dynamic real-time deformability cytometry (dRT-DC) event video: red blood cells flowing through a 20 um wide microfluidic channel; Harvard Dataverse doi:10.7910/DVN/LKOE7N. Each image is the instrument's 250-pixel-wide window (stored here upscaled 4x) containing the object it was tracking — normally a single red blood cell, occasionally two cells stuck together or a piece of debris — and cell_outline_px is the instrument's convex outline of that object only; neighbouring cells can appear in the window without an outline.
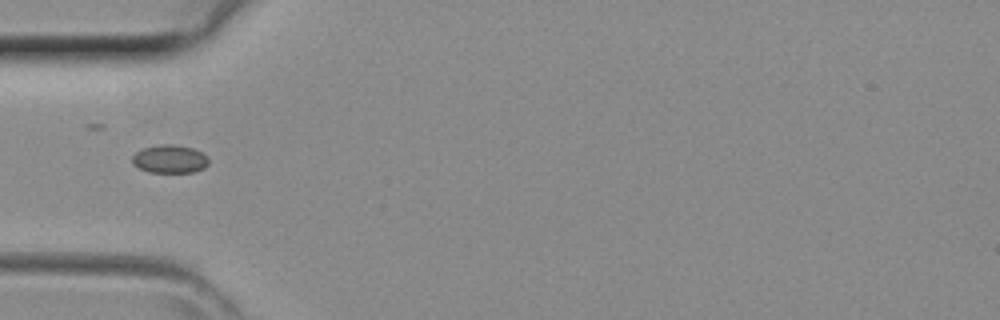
{"species": "common noctule bat (a hibernating species)", "species_latin": "Nyctalus noctula", "temperature_condition": "room temperature", "stored_images_in_passage": 28, "camera_frame_rate_fps": 3000, "um_per_image_px": 0.085, "animal": {"sex": "female", "body_mass_g": 29.2, "forearm_length_mm": 56.3}, "frame": {"image": 1, "passage_image": 1, "time_ms": 0.0, "image_size_px": [1000, 320], "cell_outline_px": [[208, 164], [204, 168], [192, 172], [148, 172], [132, 164], [132, 156], [140, 148], [160, 144], [172, 144], [192, 148], [204, 152], [208, 156]], "centroid_in_image_um": [14.43, 13.5], "position_along_channel_um": 70.6, "area_um2": 12.72}}
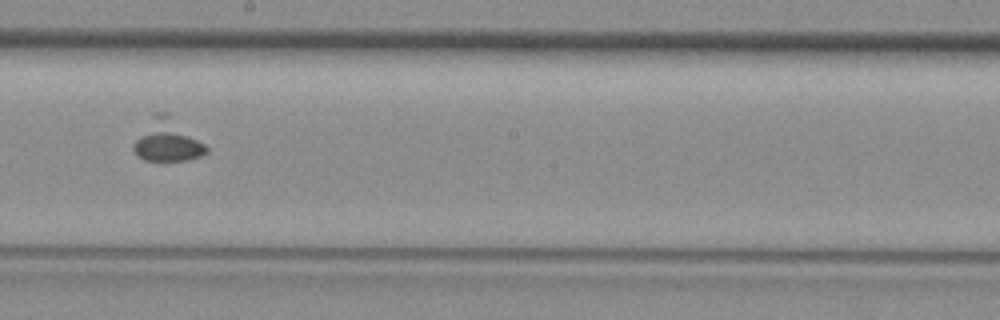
{"frame": {"image": 2, "passage_image": 11, "time_ms": 3.333, "image_size_px": [1000, 320], "cell_outline_px": [[208, 152], [200, 156], [188, 160], [144, 160], [132, 148], [132, 144], [152, 116], [156, 112], [168, 112], [204, 144], [208, 148]], "centroid_in_image_um": [14.23, 11.93], "position_along_channel_um": 234.0, "area_um2": 17.51}}
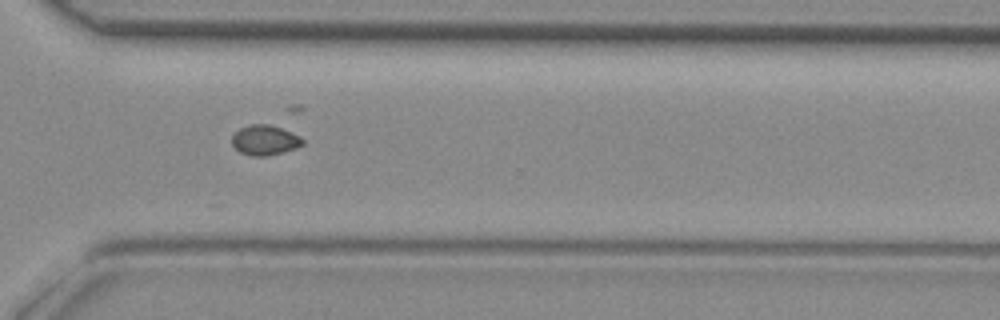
{"frame": {"image": 3, "passage_image": 18, "time_ms": 5.667, "image_size_px": [1000, 320], "cell_outline_px": [[304, 144], [296, 148], [264, 156], [252, 156], [240, 152], [232, 144], [232, 136], [240, 128], [252, 124], [268, 124], [292, 132], [300, 136], [304, 140]], "centroid_in_image_um": [22.52, 11.9], "position_along_channel_um": 348.1, "area_um2": 12.2}}